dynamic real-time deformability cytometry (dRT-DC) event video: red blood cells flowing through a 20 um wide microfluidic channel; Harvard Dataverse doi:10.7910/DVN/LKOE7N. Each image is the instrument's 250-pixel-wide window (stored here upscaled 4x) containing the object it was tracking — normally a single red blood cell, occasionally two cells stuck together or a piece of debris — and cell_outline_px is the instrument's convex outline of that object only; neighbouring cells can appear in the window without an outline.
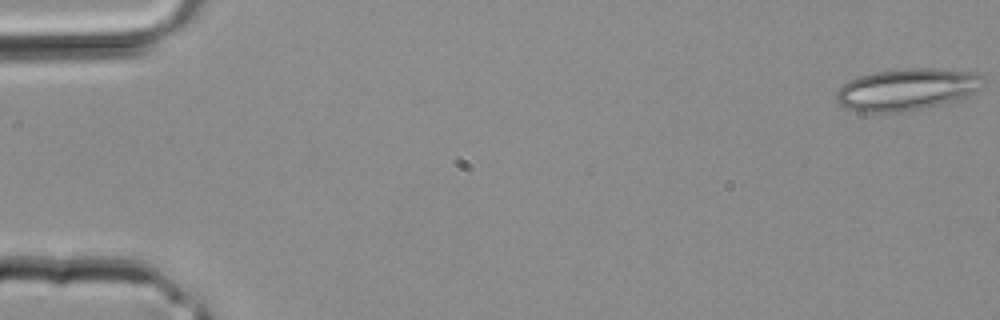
{"species": "common noctule bat (a hibernating species)", "species_latin": "Nyctalus noctula", "temperature_condition": "room temperature", "stored_images_in_passage": 4, "segment_of_instrument_passage": [2, 2], "camera_frame_rate_fps": 3000, "um_per_image_px": 0.085, "animal": {"sex": "male", "body_mass_g": 20.4}, "frame": {"image": 1, "passage_image": 4, "time_ms": 1.0, "image_size_px": [1000, 320], "cell_outline_px": [[984, 84], [976, 92], [952, 100], [924, 108], [904, 112], [856, 112], [840, 104], [836, 100], [836, 92], [848, 80], [860, 76], [876, 72], [904, 68], [936, 68], [976, 72], [984, 80]], "centroid_in_image_um": [77.07, 7.59], "position_along_channel_um": 7.9, "area_um2": 35.66}}